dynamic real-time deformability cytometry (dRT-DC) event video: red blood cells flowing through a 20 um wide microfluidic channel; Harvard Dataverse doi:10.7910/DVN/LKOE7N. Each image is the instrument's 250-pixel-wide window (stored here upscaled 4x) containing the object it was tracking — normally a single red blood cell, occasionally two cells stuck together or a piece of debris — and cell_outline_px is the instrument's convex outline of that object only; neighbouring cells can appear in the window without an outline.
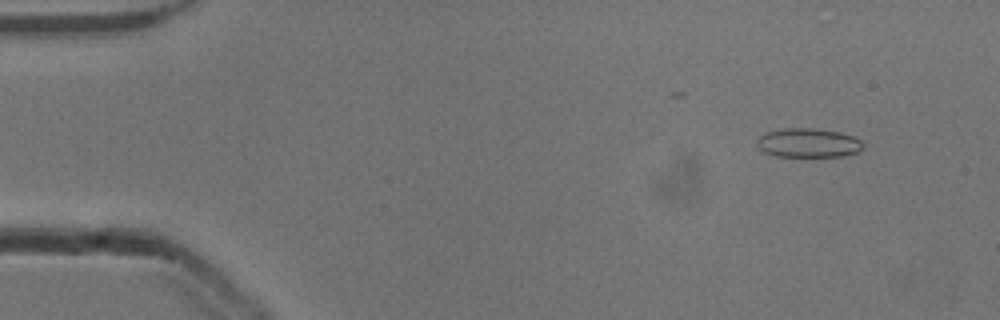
{"species": "common noctule bat (a hibernating species)", "species_latin": "Nyctalus noctula", "temperature_condition": "cold", "stored_images_in_passage": 42, "camera_frame_rate_fps": 3000, "um_per_image_px": 0.085, "animal": {"sex": "male", "body_mass_g": 13.3}, "frame": {"image": 1, "passage_image": 5, "time_ms": 1.333, "image_size_px": [1000, 320], "cell_outline_px": [[864, 148], [856, 152], [840, 156], [776, 156], [764, 152], [756, 144], [756, 140], [764, 132], [784, 128], [812, 128], [840, 132], [852, 136], [860, 140], [864, 144]], "centroid_in_image_um": [68.68, 12.13], "position_along_channel_um": 16.3, "area_um2": 17.98}}
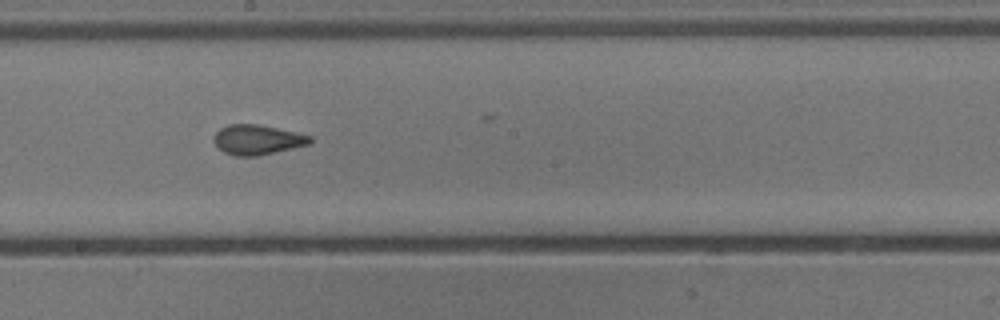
{"frame": {"image": 2, "passage_image": 29, "time_ms": 9.333, "image_size_px": [1000, 320], "cell_outline_px": [[312, 140], [308, 144], [292, 148], [256, 156], [236, 156], [224, 152], [212, 140], [216, 132], [220, 128], [228, 124], [256, 124], [296, 132], [312, 136]], "centroid_in_image_um": [21.85, 11.87], "position_along_channel_um": 226.4, "area_um2": 16.53}}
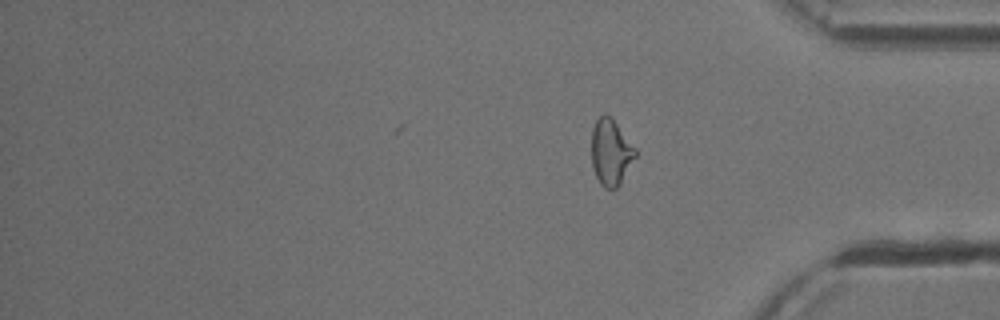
{"frame": {"image": 3, "passage_image": 42, "time_ms": 13.667, "image_size_px": [1000, 320], "cell_outline_px": [[636, 156], [620, 184], [616, 188], [604, 188], [600, 184], [592, 168], [592, 128], [596, 120], [604, 112], [616, 124], [636, 148]], "centroid_in_image_um": [51.91, 12.96], "position_along_channel_um": 383.3, "area_um2": 16.7}, "authors_computed_cell_mechanics": {"area_um2": 16.7331, "velocity_mm_per_s": 3.9083, "shape_relaxation_time_tau1_ms": 5.2715, "shape_relaxation_time_tau2_ms": 0.9845, "deformation_change_tau1": 0.1545, "deformation_change_tau2": 0.0628}}